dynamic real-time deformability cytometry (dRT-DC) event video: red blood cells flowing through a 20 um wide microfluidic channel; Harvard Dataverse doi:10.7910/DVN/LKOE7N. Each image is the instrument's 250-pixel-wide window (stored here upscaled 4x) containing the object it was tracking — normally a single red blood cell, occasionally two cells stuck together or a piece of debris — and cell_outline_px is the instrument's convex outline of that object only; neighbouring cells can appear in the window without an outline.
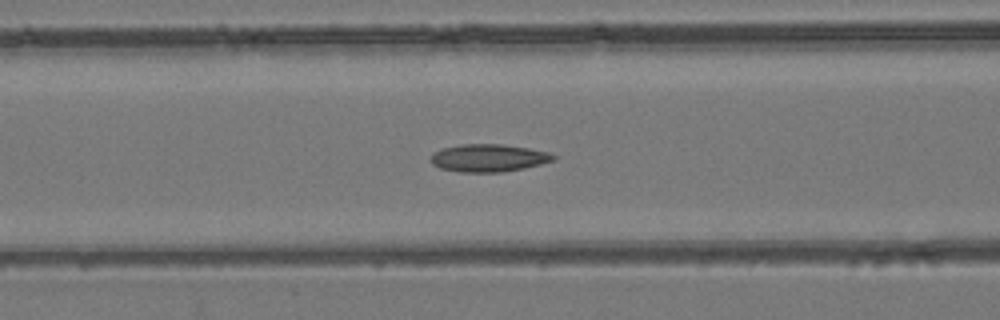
{"species": "common noctule bat (a hibernating species)", "species_latin": "Nyctalus noctula", "temperature_condition": "room temperature", "stored_images_in_passage": 52, "camera_frame_rate_fps": 3000, "um_per_image_px": 0.085, "animal": {"sex": "female", "body_mass_g": 24.6, "forearm_length_mm": 56.2}, "frame": {"image": 1, "passage_image": 21, "time_ms": 6.667, "image_size_px": [1000, 320], "cell_outline_px": [[556, 160], [524, 168], [504, 172], [460, 172], [440, 168], [432, 164], [428, 160], [432, 152], [440, 148], [460, 144], [504, 144], [552, 152], [556, 156]], "centroid_in_image_um": [41.5, 13.42], "position_along_channel_um": 125.1, "area_um2": 20.17}}
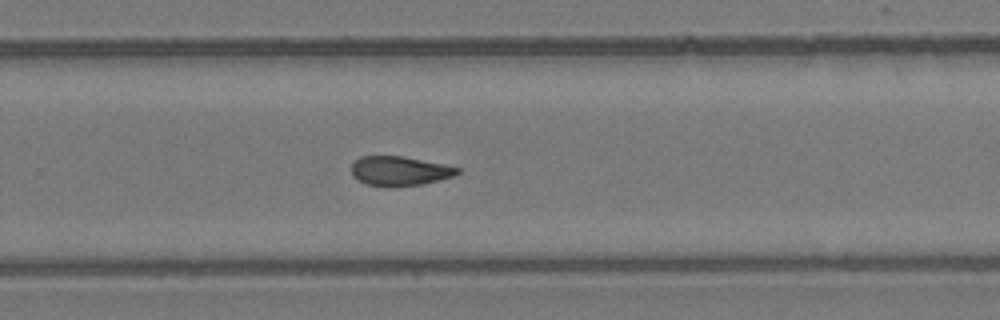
{"frame": {"image": 2, "passage_image": 34, "time_ms": 11.0, "image_size_px": [1000, 320], "cell_outline_px": [[460, 172], [456, 176], [440, 180], [420, 184], [392, 188], [388, 188], [368, 184], [352, 176], [352, 164], [360, 156], [404, 156], [444, 164], [460, 168]], "centroid_in_image_um": [33.99, 14.54], "position_along_channel_um": 295.8, "area_um2": 18.38}}
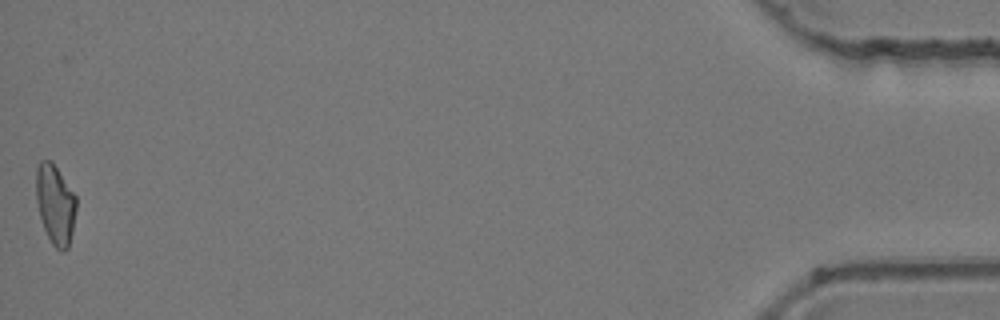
{"frame": {"image": 3, "passage_image": 52, "time_ms": 17.0, "image_size_px": [1000, 320], "cell_outline_px": [[76, 212], [72, 232], [68, 248], [64, 252], [60, 252], [52, 244], [44, 228], [40, 216], [36, 200], [36, 164], [40, 160], [52, 160], [76, 196]], "centroid_in_image_um": [4.7, 17.35], "position_along_channel_um": 430.5, "area_um2": 18.84}, "authors_computed_cell_mechanics": {"area_um2": 19.1029, "velocity_mm_per_s": 3.9583, "shape_relaxation_time_tau1_ms": null, "shape_relaxation_time_tau2_ms": 4.0487, "deformation_change_tau1": null, "deformation_change_tau2": 0.1097}}